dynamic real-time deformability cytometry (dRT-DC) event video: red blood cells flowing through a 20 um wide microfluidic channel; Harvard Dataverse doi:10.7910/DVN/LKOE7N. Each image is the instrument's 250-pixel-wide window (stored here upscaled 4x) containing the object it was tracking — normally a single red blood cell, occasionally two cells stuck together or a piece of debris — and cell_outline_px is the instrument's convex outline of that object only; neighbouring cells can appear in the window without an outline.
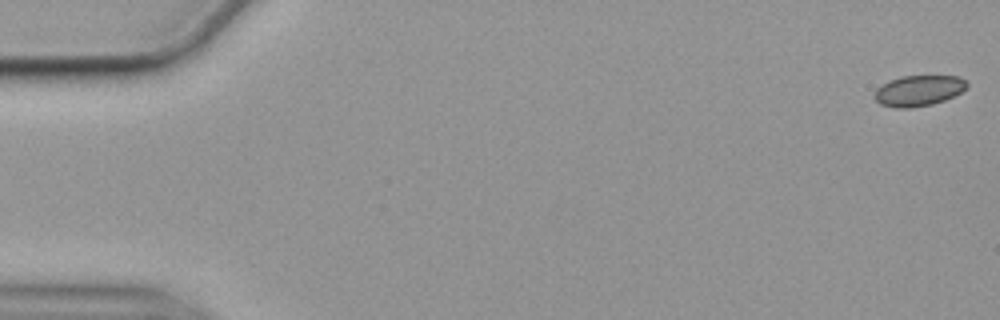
{"species": "common noctule bat (a hibernating species)", "species_latin": "Nyctalus noctula", "temperature_condition": "cold", "stored_images_in_passage": 57, "camera_frame_rate_fps": 3000, "um_per_image_px": 0.085, "animal": {"sex": "female", "body_mass_g": 19.9}, "frame": {"image": 1, "passage_image": 1, "time_ms": 0.0, "image_size_px": [1000, 320], "cell_outline_px": [[968, 88], [944, 100], [932, 104], [912, 108], [896, 108], [880, 104], [872, 96], [876, 88], [888, 80], [900, 76], [960, 76], [968, 84]], "centroid_in_image_um": [78.04, 7.7], "position_along_channel_um": 7.0, "area_um2": 16.7}}
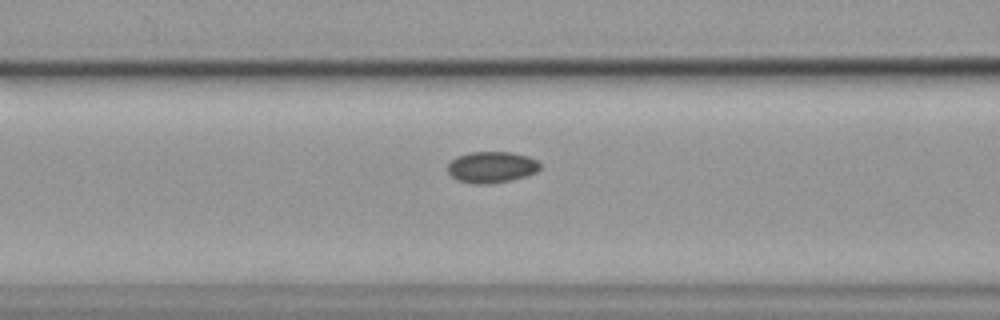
{"frame": {"image": 2, "passage_image": 23, "time_ms": 7.333, "image_size_px": [1000, 320], "cell_outline_px": [[540, 168], [536, 172], [512, 180], [488, 184], [476, 184], [456, 180], [448, 172], [448, 164], [456, 156], [468, 152], [512, 152], [528, 156], [536, 160], [540, 164]], "centroid_in_image_um": [41.77, 14.2], "position_along_channel_um": 124.8, "area_um2": 16.88}}
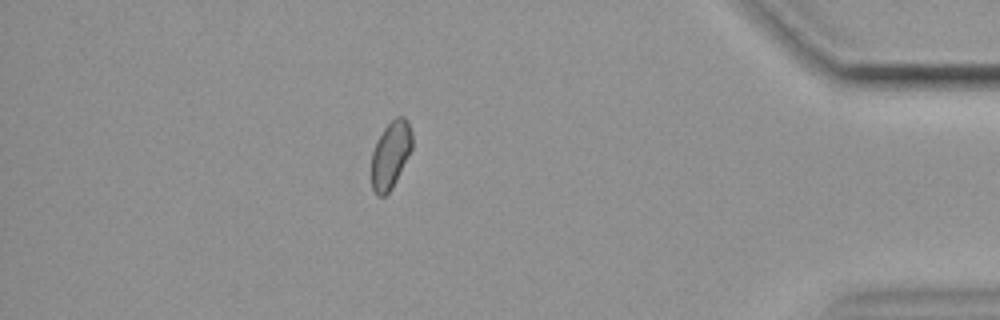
{"frame": {"image": 3, "passage_image": 50, "time_ms": 16.333, "image_size_px": [1000, 320], "cell_outline_px": [[412, 148], [392, 188], [384, 196], [376, 196], [372, 188], [372, 152], [376, 140], [384, 128], [396, 116], [404, 116], [408, 120], [412, 132]], "centroid_in_image_um": [33.2, 13.13], "position_along_channel_um": 402.0, "area_um2": 15.95}, "authors_computed_cell_mechanics": {"area_um2": 16.7042, "velocity_mm_per_s": 3.5447, "shape_relaxation_time_tau1_ms": null, "shape_relaxation_time_tau2_ms": 4.0377, "deformation_change_tau1": null, "deformation_change_tau2": 0.0647}}